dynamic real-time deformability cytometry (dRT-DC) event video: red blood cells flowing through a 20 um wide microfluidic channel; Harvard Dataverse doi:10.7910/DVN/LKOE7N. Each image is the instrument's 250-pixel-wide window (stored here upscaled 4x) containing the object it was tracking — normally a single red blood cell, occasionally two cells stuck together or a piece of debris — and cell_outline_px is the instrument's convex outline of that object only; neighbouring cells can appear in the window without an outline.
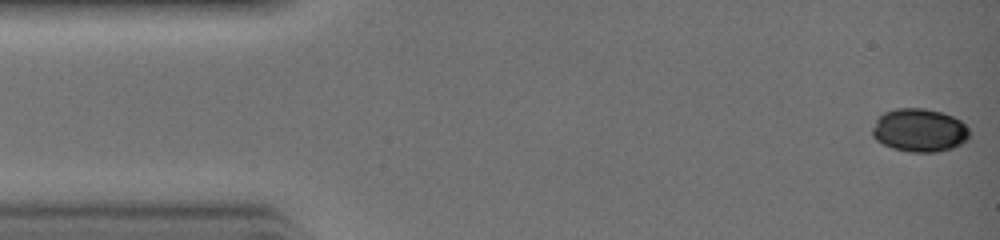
{"species": "common noctule bat (a hibernating species)", "species_latin": "Nyctalus noctula", "temperature_condition": "warm", "stored_images_in_passage": 32, "camera_frame_rate_fps": 3000, "um_per_image_px": 0.085, "animal": {"sex": "female", "body_mass_g": 19.0, "forearm_length_mm": 51.5}, "frame": {"image": 1, "passage_image": 1, "time_ms": 0.0, "image_size_px": [1000, 240], "cell_outline_px": [[968, 140], [952, 148], [936, 152], [912, 152], [892, 148], [876, 140], [872, 136], [872, 128], [876, 120], [884, 112], [896, 108], [924, 108], [940, 112], [952, 116], [960, 120], [968, 128]], "centroid_in_image_um": [78.14, 11.07], "position_along_channel_um": 6.9, "area_um2": 24.39}}
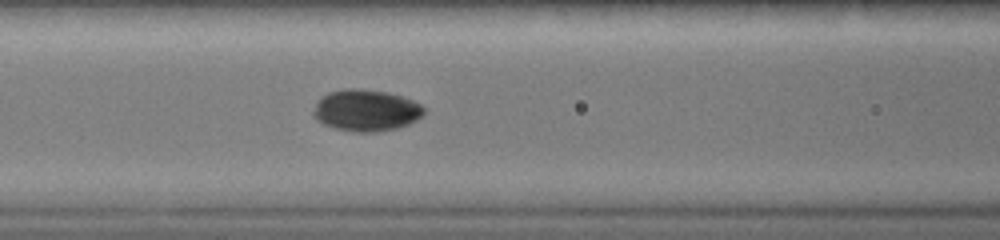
{"frame": {"image": 2, "passage_image": 13, "time_ms": 4.0, "image_size_px": [1000, 240], "cell_outline_px": [[424, 112], [416, 120], [408, 124], [396, 128], [376, 132], [356, 132], [336, 128], [324, 124], [316, 120], [312, 112], [316, 100], [320, 96], [328, 92], [344, 88], [356, 88], [388, 92], [404, 96], [420, 104], [424, 108]], "centroid_in_image_um": [31.07, 9.36], "position_along_channel_um": 135.5, "area_um2": 26.99}}
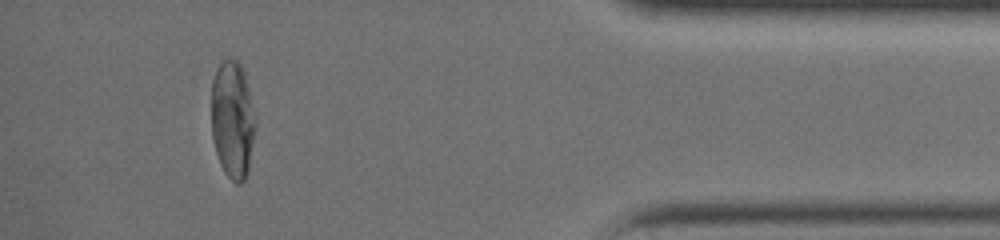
{"frame": {"image": 3, "passage_image": 29, "time_ms": 9.333, "image_size_px": [1000, 240], "cell_outline_px": [[256, 120], [248, 172], [244, 180], [240, 184], [236, 184], [224, 172], [220, 164], [212, 140], [212, 80], [216, 68], [224, 60], [236, 60], [244, 68], [256, 116]], "centroid_in_image_um": [19.78, 10.16], "position_along_channel_um": 415.4, "area_um2": 30.46}}